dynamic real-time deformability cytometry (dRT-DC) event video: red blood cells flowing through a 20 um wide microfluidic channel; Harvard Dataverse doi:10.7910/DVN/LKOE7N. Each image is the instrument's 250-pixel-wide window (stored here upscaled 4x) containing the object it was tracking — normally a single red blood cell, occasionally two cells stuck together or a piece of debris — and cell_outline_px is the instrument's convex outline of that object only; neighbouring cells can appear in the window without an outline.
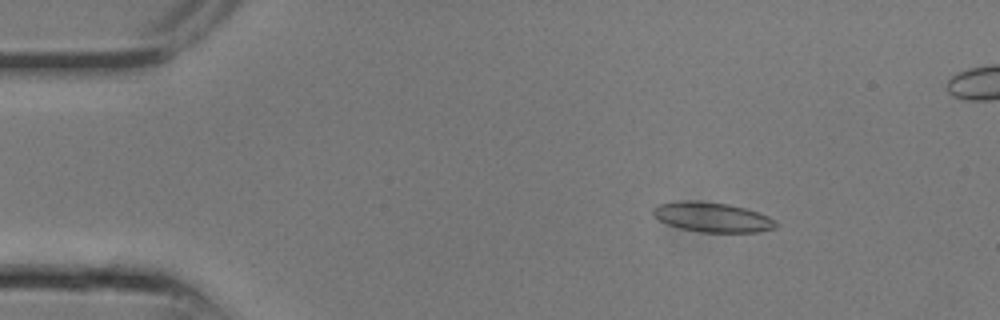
{"species": "common noctule bat (a hibernating species)", "species_latin": "Nyctalus noctula", "temperature_condition": "room temperature", "stored_images_in_passage": 26, "segment_of_instrument_passage": [1, 2], "camera_frame_rate_fps": 3000, "um_per_image_px": 0.085, "animal": {"sex": "male", "body_mass_g": 13.3}, "frame": {"image": 1, "passage_image": 4, "time_ms": 1.0, "image_size_px": [1000, 320], "cell_outline_px": [[776, 228], [760, 232], [700, 232], [680, 228], [668, 224], [660, 220], [652, 212], [652, 208], [660, 204], [680, 200], [692, 200], [728, 204], [744, 208], [768, 216], [776, 220]], "centroid_in_image_um": [60.55, 18.46], "position_along_channel_um": 24.4, "area_um2": 21.15}}
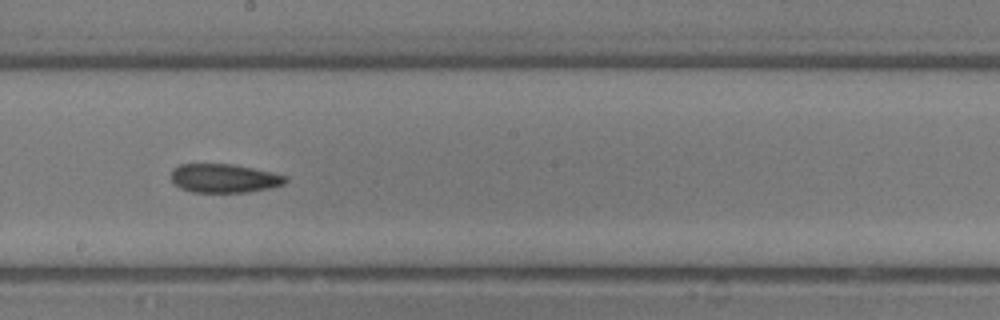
{"frame": {"image": 2, "passage_image": 14, "time_ms": 4.333, "image_size_px": [1000, 320], "cell_outline_px": [[288, 180], [284, 184], [268, 188], [248, 192], [192, 192], [180, 188], [172, 180], [172, 168], [180, 164], [232, 164], [252, 168], [288, 176]], "centroid_in_image_um": [19.05, 15.15], "position_along_channel_um": 229.1, "area_um2": 19.07}}
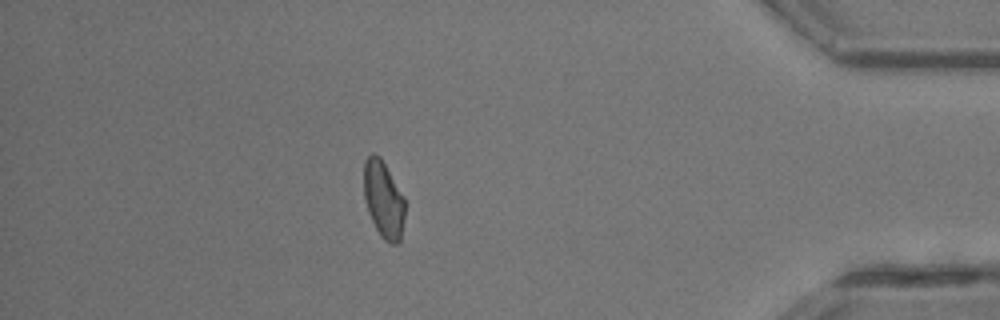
{"frame": {"image": 3, "passage_image": 22, "time_ms": 7.0, "image_size_px": [1000, 320], "cell_outline_px": [[404, 216], [400, 244], [392, 244], [384, 240], [380, 236], [368, 212], [364, 196], [364, 160], [372, 152], [380, 156], [404, 196]], "centroid_in_image_um": [32.6, 16.96], "position_along_channel_um": 402.6, "area_um2": 18.5}}